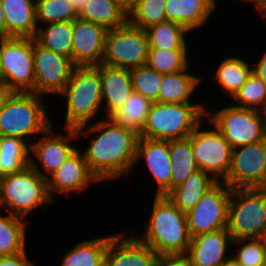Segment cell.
<instances>
[{"label":"cell","instance_id":"cell-1","mask_svg":"<svg viewBox=\"0 0 266 266\" xmlns=\"http://www.w3.org/2000/svg\"><path fill=\"white\" fill-rule=\"evenodd\" d=\"M75 131L78 139L85 136L89 139L88 146L80 150L88 169L99 182L115 183L117 179L133 174L139 140L137 130L111 118H102L75 128Z\"/></svg>","mask_w":266,"mask_h":266},{"label":"cell","instance_id":"cell-2","mask_svg":"<svg viewBox=\"0 0 266 266\" xmlns=\"http://www.w3.org/2000/svg\"><path fill=\"white\" fill-rule=\"evenodd\" d=\"M147 224L134 234L159 257L185 256L191 243L186 213L177 208L167 196L152 198ZM140 233V234H139Z\"/></svg>","mask_w":266,"mask_h":266},{"label":"cell","instance_id":"cell-3","mask_svg":"<svg viewBox=\"0 0 266 266\" xmlns=\"http://www.w3.org/2000/svg\"><path fill=\"white\" fill-rule=\"evenodd\" d=\"M59 95L65 100V109L59 110L65 112L63 128L75 129L93 123L95 118L96 121L104 118H98L103 113V101L100 71L95 66H76Z\"/></svg>","mask_w":266,"mask_h":266},{"label":"cell","instance_id":"cell-4","mask_svg":"<svg viewBox=\"0 0 266 266\" xmlns=\"http://www.w3.org/2000/svg\"><path fill=\"white\" fill-rule=\"evenodd\" d=\"M48 108L44 96L14 92L0 111V136L18 137L30 145L54 123Z\"/></svg>","mask_w":266,"mask_h":266},{"label":"cell","instance_id":"cell-5","mask_svg":"<svg viewBox=\"0 0 266 266\" xmlns=\"http://www.w3.org/2000/svg\"><path fill=\"white\" fill-rule=\"evenodd\" d=\"M51 203L55 202L48 193L47 179L39 175L30 164L0 178V212L6 211L30 220L28 218L32 212L39 211L41 207L47 212Z\"/></svg>","mask_w":266,"mask_h":266},{"label":"cell","instance_id":"cell-6","mask_svg":"<svg viewBox=\"0 0 266 266\" xmlns=\"http://www.w3.org/2000/svg\"><path fill=\"white\" fill-rule=\"evenodd\" d=\"M205 118V103L153 102L139 138L163 141L187 138Z\"/></svg>","mask_w":266,"mask_h":266},{"label":"cell","instance_id":"cell-7","mask_svg":"<svg viewBox=\"0 0 266 266\" xmlns=\"http://www.w3.org/2000/svg\"><path fill=\"white\" fill-rule=\"evenodd\" d=\"M225 106H219L218 110L215 105L206 106V119L223 134L233 149L262 140L266 130V112L237 107L231 102Z\"/></svg>","mask_w":266,"mask_h":266},{"label":"cell","instance_id":"cell-8","mask_svg":"<svg viewBox=\"0 0 266 266\" xmlns=\"http://www.w3.org/2000/svg\"><path fill=\"white\" fill-rule=\"evenodd\" d=\"M227 229L233 240L263 237L266 231V188L232 189Z\"/></svg>","mask_w":266,"mask_h":266},{"label":"cell","instance_id":"cell-9","mask_svg":"<svg viewBox=\"0 0 266 266\" xmlns=\"http://www.w3.org/2000/svg\"><path fill=\"white\" fill-rule=\"evenodd\" d=\"M205 121L207 128H203ZM189 138L198 168L222 182L228 176L233 149L223 134L205 118Z\"/></svg>","mask_w":266,"mask_h":266},{"label":"cell","instance_id":"cell-10","mask_svg":"<svg viewBox=\"0 0 266 266\" xmlns=\"http://www.w3.org/2000/svg\"><path fill=\"white\" fill-rule=\"evenodd\" d=\"M0 80L14 92H34L33 38H1Z\"/></svg>","mask_w":266,"mask_h":266},{"label":"cell","instance_id":"cell-11","mask_svg":"<svg viewBox=\"0 0 266 266\" xmlns=\"http://www.w3.org/2000/svg\"><path fill=\"white\" fill-rule=\"evenodd\" d=\"M148 51L145 30L127 22L121 27L108 30L102 64L130 70L146 64Z\"/></svg>","mask_w":266,"mask_h":266},{"label":"cell","instance_id":"cell-12","mask_svg":"<svg viewBox=\"0 0 266 266\" xmlns=\"http://www.w3.org/2000/svg\"><path fill=\"white\" fill-rule=\"evenodd\" d=\"M57 130L52 124L30 144L29 164L45 179L79 147L73 144L74 141H78L75 129L63 128L64 133L63 130Z\"/></svg>","mask_w":266,"mask_h":266},{"label":"cell","instance_id":"cell-13","mask_svg":"<svg viewBox=\"0 0 266 266\" xmlns=\"http://www.w3.org/2000/svg\"><path fill=\"white\" fill-rule=\"evenodd\" d=\"M231 192L226 183L217 182L186 213L191 237L227 228Z\"/></svg>","mask_w":266,"mask_h":266},{"label":"cell","instance_id":"cell-14","mask_svg":"<svg viewBox=\"0 0 266 266\" xmlns=\"http://www.w3.org/2000/svg\"><path fill=\"white\" fill-rule=\"evenodd\" d=\"M34 93L58 95L66 87L76 65L72 59L40 46L33 38ZM47 94V95H46Z\"/></svg>","mask_w":266,"mask_h":266},{"label":"cell","instance_id":"cell-15","mask_svg":"<svg viewBox=\"0 0 266 266\" xmlns=\"http://www.w3.org/2000/svg\"><path fill=\"white\" fill-rule=\"evenodd\" d=\"M262 141L232 149L228 176L222 181L234 188H266V157Z\"/></svg>","mask_w":266,"mask_h":266},{"label":"cell","instance_id":"cell-16","mask_svg":"<svg viewBox=\"0 0 266 266\" xmlns=\"http://www.w3.org/2000/svg\"><path fill=\"white\" fill-rule=\"evenodd\" d=\"M82 147H78L62 165L47 178V188L51 199L55 202L57 195H73L85 193L91 185L100 184L90 172L84 158ZM77 192V193H76ZM55 199V200H54Z\"/></svg>","mask_w":266,"mask_h":266},{"label":"cell","instance_id":"cell-17","mask_svg":"<svg viewBox=\"0 0 266 266\" xmlns=\"http://www.w3.org/2000/svg\"><path fill=\"white\" fill-rule=\"evenodd\" d=\"M145 163L149 176L155 182L156 196H166L172 190V170L169 153V141L139 138L137 143L136 165ZM139 162V163H138Z\"/></svg>","mask_w":266,"mask_h":266},{"label":"cell","instance_id":"cell-18","mask_svg":"<svg viewBox=\"0 0 266 266\" xmlns=\"http://www.w3.org/2000/svg\"><path fill=\"white\" fill-rule=\"evenodd\" d=\"M134 231L113 233L105 251L107 266H156L159 256Z\"/></svg>","mask_w":266,"mask_h":266},{"label":"cell","instance_id":"cell-19","mask_svg":"<svg viewBox=\"0 0 266 266\" xmlns=\"http://www.w3.org/2000/svg\"><path fill=\"white\" fill-rule=\"evenodd\" d=\"M108 30L91 21L73 20L72 62L76 66L102 64Z\"/></svg>","mask_w":266,"mask_h":266},{"label":"cell","instance_id":"cell-20","mask_svg":"<svg viewBox=\"0 0 266 266\" xmlns=\"http://www.w3.org/2000/svg\"><path fill=\"white\" fill-rule=\"evenodd\" d=\"M232 243L227 228L201 233L192 237L185 257L193 266H220L232 256Z\"/></svg>","mask_w":266,"mask_h":266},{"label":"cell","instance_id":"cell-21","mask_svg":"<svg viewBox=\"0 0 266 266\" xmlns=\"http://www.w3.org/2000/svg\"><path fill=\"white\" fill-rule=\"evenodd\" d=\"M100 71L104 118H110L118 111L133 93L129 69L105 64L95 65Z\"/></svg>","mask_w":266,"mask_h":266},{"label":"cell","instance_id":"cell-22","mask_svg":"<svg viewBox=\"0 0 266 266\" xmlns=\"http://www.w3.org/2000/svg\"><path fill=\"white\" fill-rule=\"evenodd\" d=\"M218 3L217 0H166V20L181 24L190 33L196 32L211 22Z\"/></svg>","mask_w":266,"mask_h":266},{"label":"cell","instance_id":"cell-23","mask_svg":"<svg viewBox=\"0 0 266 266\" xmlns=\"http://www.w3.org/2000/svg\"><path fill=\"white\" fill-rule=\"evenodd\" d=\"M190 64L179 72L162 74V80L158 91V102L163 103H206L192 101V96L198 92L201 76L190 71ZM192 73H190V72ZM196 75V76H195Z\"/></svg>","mask_w":266,"mask_h":266},{"label":"cell","instance_id":"cell-24","mask_svg":"<svg viewBox=\"0 0 266 266\" xmlns=\"http://www.w3.org/2000/svg\"><path fill=\"white\" fill-rule=\"evenodd\" d=\"M5 16L6 38H34L36 21V0H0Z\"/></svg>","mask_w":266,"mask_h":266},{"label":"cell","instance_id":"cell-25","mask_svg":"<svg viewBox=\"0 0 266 266\" xmlns=\"http://www.w3.org/2000/svg\"><path fill=\"white\" fill-rule=\"evenodd\" d=\"M236 55L223 56L219 64L217 63L215 71L212 70L213 76L210 80L214 85H218V91L221 94H226V99H231L233 95L241 88V86L248 80L253 72V67L248 59ZM237 56V57H236ZM246 60V61H245Z\"/></svg>","mask_w":266,"mask_h":266},{"label":"cell","instance_id":"cell-26","mask_svg":"<svg viewBox=\"0 0 266 266\" xmlns=\"http://www.w3.org/2000/svg\"><path fill=\"white\" fill-rule=\"evenodd\" d=\"M216 183L217 181L210 174L199 169L166 196L177 208L187 213Z\"/></svg>","mask_w":266,"mask_h":266},{"label":"cell","instance_id":"cell-27","mask_svg":"<svg viewBox=\"0 0 266 266\" xmlns=\"http://www.w3.org/2000/svg\"><path fill=\"white\" fill-rule=\"evenodd\" d=\"M112 235L79 240L62 254L59 266H101L105 262V251Z\"/></svg>","mask_w":266,"mask_h":266},{"label":"cell","instance_id":"cell-28","mask_svg":"<svg viewBox=\"0 0 266 266\" xmlns=\"http://www.w3.org/2000/svg\"><path fill=\"white\" fill-rule=\"evenodd\" d=\"M3 212V213H2ZM0 213V257L22 253L27 246V227L29 220L10 214ZM5 212V213H4Z\"/></svg>","mask_w":266,"mask_h":266},{"label":"cell","instance_id":"cell-29","mask_svg":"<svg viewBox=\"0 0 266 266\" xmlns=\"http://www.w3.org/2000/svg\"><path fill=\"white\" fill-rule=\"evenodd\" d=\"M34 39L45 49L72 59L73 21L38 26Z\"/></svg>","mask_w":266,"mask_h":266},{"label":"cell","instance_id":"cell-30","mask_svg":"<svg viewBox=\"0 0 266 266\" xmlns=\"http://www.w3.org/2000/svg\"><path fill=\"white\" fill-rule=\"evenodd\" d=\"M79 18L111 30L128 22V12L114 0H87Z\"/></svg>","mask_w":266,"mask_h":266},{"label":"cell","instance_id":"cell-31","mask_svg":"<svg viewBox=\"0 0 266 266\" xmlns=\"http://www.w3.org/2000/svg\"><path fill=\"white\" fill-rule=\"evenodd\" d=\"M145 32L148 37L149 48L189 49L186 39L192 33L179 23L165 21L150 26Z\"/></svg>","mask_w":266,"mask_h":266},{"label":"cell","instance_id":"cell-32","mask_svg":"<svg viewBox=\"0 0 266 266\" xmlns=\"http://www.w3.org/2000/svg\"><path fill=\"white\" fill-rule=\"evenodd\" d=\"M30 145L18 137L0 136V178L29 165Z\"/></svg>","mask_w":266,"mask_h":266},{"label":"cell","instance_id":"cell-33","mask_svg":"<svg viewBox=\"0 0 266 266\" xmlns=\"http://www.w3.org/2000/svg\"><path fill=\"white\" fill-rule=\"evenodd\" d=\"M171 161L172 189L185 182L193 173L199 170L193 158L191 139L189 137L169 141Z\"/></svg>","mask_w":266,"mask_h":266},{"label":"cell","instance_id":"cell-34","mask_svg":"<svg viewBox=\"0 0 266 266\" xmlns=\"http://www.w3.org/2000/svg\"><path fill=\"white\" fill-rule=\"evenodd\" d=\"M189 50L149 48L146 64L160 74L179 72L191 64Z\"/></svg>","mask_w":266,"mask_h":266},{"label":"cell","instance_id":"cell-35","mask_svg":"<svg viewBox=\"0 0 266 266\" xmlns=\"http://www.w3.org/2000/svg\"><path fill=\"white\" fill-rule=\"evenodd\" d=\"M152 103L133 91L127 102L110 118L118 124L134 128L139 132L146 121Z\"/></svg>","mask_w":266,"mask_h":266},{"label":"cell","instance_id":"cell-36","mask_svg":"<svg viewBox=\"0 0 266 266\" xmlns=\"http://www.w3.org/2000/svg\"><path fill=\"white\" fill-rule=\"evenodd\" d=\"M166 0H137L128 12V22L143 30L166 20Z\"/></svg>","mask_w":266,"mask_h":266},{"label":"cell","instance_id":"cell-37","mask_svg":"<svg viewBox=\"0 0 266 266\" xmlns=\"http://www.w3.org/2000/svg\"><path fill=\"white\" fill-rule=\"evenodd\" d=\"M230 101L237 107L257 109L266 112V86L264 82L252 72L248 80L233 95Z\"/></svg>","mask_w":266,"mask_h":266},{"label":"cell","instance_id":"cell-38","mask_svg":"<svg viewBox=\"0 0 266 266\" xmlns=\"http://www.w3.org/2000/svg\"><path fill=\"white\" fill-rule=\"evenodd\" d=\"M79 18L70 0H36L38 26ZM40 24V25H39Z\"/></svg>","mask_w":266,"mask_h":266},{"label":"cell","instance_id":"cell-39","mask_svg":"<svg viewBox=\"0 0 266 266\" xmlns=\"http://www.w3.org/2000/svg\"><path fill=\"white\" fill-rule=\"evenodd\" d=\"M232 245L236 246L232 249V256L241 266L266 264V248L262 238L236 239Z\"/></svg>","mask_w":266,"mask_h":266},{"label":"cell","instance_id":"cell-40","mask_svg":"<svg viewBox=\"0 0 266 266\" xmlns=\"http://www.w3.org/2000/svg\"><path fill=\"white\" fill-rule=\"evenodd\" d=\"M134 92L144 96L152 102H158V91L162 74L155 71L147 64L130 69Z\"/></svg>","mask_w":266,"mask_h":266},{"label":"cell","instance_id":"cell-41","mask_svg":"<svg viewBox=\"0 0 266 266\" xmlns=\"http://www.w3.org/2000/svg\"><path fill=\"white\" fill-rule=\"evenodd\" d=\"M32 258L27 250L12 256H1L0 266H37L38 262L31 261Z\"/></svg>","mask_w":266,"mask_h":266},{"label":"cell","instance_id":"cell-42","mask_svg":"<svg viewBox=\"0 0 266 266\" xmlns=\"http://www.w3.org/2000/svg\"><path fill=\"white\" fill-rule=\"evenodd\" d=\"M156 266H193L185 256L159 257Z\"/></svg>","mask_w":266,"mask_h":266},{"label":"cell","instance_id":"cell-43","mask_svg":"<svg viewBox=\"0 0 266 266\" xmlns=\"http://www.w3.org/2000/svg\"><path fill=\"white\" fill-rule=\"evenodd\" d=\"M266 50V49H265ZM259 59L255 60L256 63H252L253 73H255L266 86V51L258 53Z\"/></svg>","mask_w":266,"mask_h":266},{"label":"cell","instance_id":"cell-44","mask_svg":"<svg viewBox=\"0 0 266 266\" xmlns=\"http://www.w3.org/2000/svg\"><path fill=\"white\" fill-rule=\"evenodd\" d=\"M14 94V91L9 87V85L0 80V111L6 105L7 101Z\"/></svg>","mask_w":266,"mask_h":266},{"label":"cell","instance_id":"cell-45","mask_svg":"<svg viewBox=\"0 0 266 266\" xmlns=\"http://www.w3.org/2000/svg\"><path fill=\"white\" fill-rule=\"evenodd\" d=\"M238 1H242L243 3L246 2V4L249 2L250 5L253 4L254 5V8L256 9V14L258 16L259 14V17H263L264 14H266V0H238Z\"/></svg>","mask_w":266,"mask_h":266},{"label":"cell","instance_id":"cell-46","mask_svg":"<svg viewBox=\"0 0 266 266\" xmlns=\"http://www.w3.org/2000/svg\"><path fill=\"white\" fill-rule=\"evenodd\" d=\"M0 37L6 38V25H5V16L2 8V4L0 1Z\"/></svg>","mask_w":266,"mask_h":266},{"label":"cell","instance_id":"cell-47","mask_svg":"<svg viewBox=\"0 0 266 266\" xmlns=\"http://www.w3.org/2000/svg\"><path fill=\"white\" fill-rule=\"evenodd\" d=\"M114 1L118 3L127 12H129L137 2V0H114Z\"/></svg>","mask_w":266,"mask_h":266},{"label":"cell","instance_id":"cell-48","mask_svg":"<svg viewBox=\"0 0 266 266\" xmlns=\"http://www.w3.org/2000/svg\"><path fill=\"white\" fill-rule=\"evenodd\" d=\"M70 1L72 2L73 7L78 14L81 13V11L84 9V6L87 3V0H70Z\"/></svg>","mask_w":266,"mask_h":266},{"label":"cell","instance_id":"cell-49","mask_svg":"<svg viewBox=\"0 0 266 266\" xmlns=\"http://www.w3.org/2000/svg\"><path fill=\"white\" fill-rule=\"evenodd\" d=\"M220 266H241L233 256L225 260Z\"/></svg>","mask_w":266,"mask_h":266},{"label":"cell","instance_id":"cell-50","mask_svg":"<svg viewBox=\"0 0 266 266\" xmlns=\"http://www.w3.org/2000/svg\"><path fill=\"white\" fill-rule=\"evenodd\" d=\"M262 143H263V147H264V151H265V157H266V130H265V132H264V135H263V138H262ZM265 162H266V160H265Z\"/></svg>","mask_w":266,"mask_h":266},{"label":"cell","instance_id":"cell-51","mask_svg":"<svg viewBox=\"0 0 266 266\" xmlns=\"http://www.w3.org/2000/svg\"><path fill=\"white\" fill-rule=\"evenodd\" d=\"M262 240L264 242L265 248H266V231L264 232V235L262 237Z\"/></svg>","mask_w":266,"mask_h":266},{"label":"cell","instance_id":"cell-52","mask_svg":"<svg viewBox=\"0 0 266 266\" xmlns=\"http://www.w3.org/2000/svg\"><path fill=\"white\" fill-rule=\"evenodd\" d=\"M0 69H1V37H0Z\"/></svg>","mask_w":266,"mask_h":266}]
</instances>
